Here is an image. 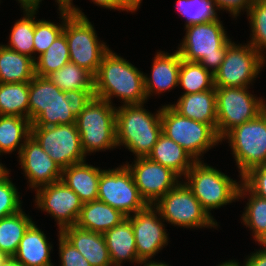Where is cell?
<instances>
[{
  "mask_svg": "<svg viewBox=\"0 0 266 266\" xmlns=\"http://www.w3.org/2000/svg\"><path fill=\"white\" fill-rule=\"evenodd\" d=\"M63 33L69 48L70 62L97 74L103 56L110 50L99 41L93 24L87 16L73 15L66 9Z\"/></svg>",
  "mask_w": 266,
  "mask_h": 266,
  "instance_id": "7",
  "label": "cell"
},
{
  "mask_svg": "<svg viewBox=\"0 0 266 266\" xmlns=\"http://www.w3.org/2000/svg\"><path fill=\"white\" fill-rule=\"evenodd\" d=\"M59 266H91L84 256L58 231Z\"/></svg>",
  "mask_w": 266,
  "mask_h": 266,
  "instance_id": "41",
  "label": "cell"
},
{
  "mask_svg": "<svg viewBox=\"0 0 266 266\" xmlns=\"http://www.w3.org/2000/svg\"><path fill=\"white\" fill-rule=\"evenodd\" d=\"M60 233L84 256L91 266H112L104 235L77 225Z\"/></svg>",
  "mask_w": 266,
  "mask_h": 266,
  "instance_id": "19",
  "label": "cell"
},
{
  "mask_svg": "<svg viewBox=\"0 0 266 266\" xmlns=\"http://www.w3.org/2000/svg\"><path fill=\"white\" fill-rule=\"evenodd\" d=\"M97 6L105 7L106 9L130 11L131 13L137 11L142 0H91Z\"/></svg>",
  "mask_w": 266,
  "mask_h": 266,
  "instance_id": "45",
  "label": "cell"
},
{
  "mask_svg": "<svg viewBox=\"0 0 266 266\" xmlns=\"http://www.w3.org/2000/svg\"><path fill=\"white\" fill-rule=\"evenodd\" d=\"M144 104L116 107V142L135 154L136 158L148 157L162 133L161 107L156 113Z\"/></svg>",
  "mask_w": 266,
  "mask_h": 266,
  "instance_id": "2",
  "label": "cell"
},
{
  "mask_svg": "<svg viewBox=\"0 0 266 266\" xmlns=\"http://www.w3.org/2000/svg\"><path fill=\"white\" fill-rule=\"evenodd\" d=\"M184 179L183 182L209 215L212 209H219L238 201V190L242 179L237 182L220 170L204 163L203 160L196 161Z\"/></svg>",
  "mask_w": 266,
  "mask_h": 266,
  "instance_id": "5",
  "label": "cell"
},
{
  "mask_svg": "<svg viewBox=\"0 0 266 266\" xmlns=\"http://www.w3.org/2000/svg\"><path fill=\"white\" fill-rule=\"evenodd\" d=\"M98 200L119 210L126 217L148 206L125 164L115 169H103L99 179Z\"/></svg>",
  "mask_w": 266,
  "mask_h": 266,
  "instance_id": "10",
  "label": "cell"
},
{
  "mask_svg": "<svg viewBox=\"0 0 266 266\" xmlns=\"http://www.w3.org/2000/svg\"><path fill=\"white\" fill-rule=\"evenodd\" d=\"M60 11L59 15L62 20L61 24H56L46 20L35 19V31H34V54L36 60V52L40 56L44 53L55 39L63 32L64 23L66 21V7H58Z\"/></svg>",
  "mask_w": 266,
  "mask_h": 266,
  "instance_id": "38",
  "label": "cell"
},
{
  "mask_svg": "<svg viewBox=\"0 0 266 266\" xmlns=\"http://www.w3.org/2000/svg\"><path fill=\"white\" fill-rule=\"evenodd\" d=\"M9 169L0 173V219L22 210L18 188L9 179Z\"/></svg>",
  "mask_w": 266,
  "mask_h": 266,
  "instance_id": "39",
  "label": "cell"
},
{
  "mask_svg": "<svg viewBox=\"0 0 266 266\" xmlns=\"http://www.w3.org/2000/svg\"><path fill=\"white\" fill-rule=\"evenodd\" d=\"M21 8H39L42 0H17Z\"/></svg>",
  "mask_w": 266,
  "mask_h": 266,
  "instance_id": "48",
  "label": "cell"
},
{
  "mask_svg": "<svg viewBox=\"0 0 266 266\" xmlns=\"http://www.w3.org/2000/svg\"><path fill=\"white\" fill-rule=\"evenodd\" d=\"M94 90H71L66 91L69 109L73 116L77 118L84 110L87 103L93 98Z\"/></svg>",
  "mask_w": 266,
  "mask_h": 266,
  "instance_id": "43",
  "label": "cell"
},
{
  "mask_svg": "<svg viewBox=\"0 0 266 266\" xmlns=\"http://www.w3.org/2000/svg\"><path fill=\"white\" fill-rule=\"evenodd\" d=\"M59 89L71 90H94V75L85 68L69 62L58 71L47 76Z\"/></svg>",
  "mask_w": 266,
  "mask_h": 266,
  "instance_id": "32",
  "label": "cell"
},
{
  "mask_svg": "<svg viewBox=\"0 0 266 266\" xmlns=\"http://www.w3.org/2000/svg\"><path fill=\"white\" fill-rule=\"evenodd\" d=\"M134 158V164L126 162L125 165L131 171L135 185L148 205H154L181 180L170 168L164 167L148 157Z\"/></svg>",
  "mask_w": 266,
  "mask_h": 266,
  "instance_id": "15",
  "label": "cell"
},
{
  "mask_svg": "<svg viewBox=\"0 0 266 266\" xmlns=\"http://www.w3.org/2000/svg\"><path fill=\"white\" fill-rule=\"evenodd\" d=\"M100 167L87 164L86 161L72 164L62 171L61 180L73 190L83 203L98 200Z\"/></svg>",
  "mask_w": 266,
  "mask_h": 266,
  "instance_id": "21",
  "label": "cell"
},
{
  "mask_svg": "<svg viewBox=\"0 0 266 266\" xmlns=\"http://www.w3.org/2000/svg\"><path fill=\"white\" fill-rule=\"evenodd\" d=\"M0 266H23L20 262H18L14 257H7Z\"/></svg>",
  "mask_w": 266,
  "mask_h": 266,
  "instance_id": "49",
  "label": "cell"
},
{
  "mask_svg": "<svg viewBox=\"0 0 266 266\" xmlns=\"http://www.w3.org/2000/svg\"><path fill=\"white\" fill-rule=\"evenodd\" d=\"M161 124L162 133L185 149L196 161H201L206 151L222 142L212 125L183 117L169 104L162 105Z\"/></svg>",
  "mask_w": 266,
  "mask_h": 266,
  "instance_id": "6",
  "label": "cell"
},
{
  "mask_svg": "<svg viewBox=\"0 0 266 266\" xmlns=\"http://www.w3.org/2000/svg\"><path fill=\"white\" fill-rule=\"evenodd\" d=\"M35 76V60L0 44V83L29 82Z\"/></svg>",
  "mask_w": 266,
  "mask_h": 266,
  "instance_id": "26",
  "label": "cell"
},
{
  "mask_svg": "<svg viewBox=\"0 0 266 266\" xmlns=\"http://www.w3.org/2000/svg\"><path fill=\"white\" fill-rule=\"evenodd\" d=\"M246 196L248 202L241 216V223L252 231V236L255 240L260 234L266 231V199L255 195L241 183L238 190V199H244Z\"/></svg>",
  "mask_w": 266,
  "mask_h": 266,
  "instance_id": "33",
  "label": "cell"
},
{
  "mask_svg": "<svg viewBox=\"0 0 266 266\" xmlns=\"http://www.w3.org/2000/svg\"><path fill=\"white\" fill-rule=\"evenodd\" d=\"M94 96L111 104L113 97L122 100V105L146 103L144 73L110 49L94 76Z\"/></svg>",
  "mask_w": 266,
  "mask_h": 266,
  "instance_id": "1",
  "label": "cell"
},
{
  "mask_svg": "<svg viewBox=\"0 0 266 266\" xmlns=\"http://www.w3.org/2000/svg\"><path fill=\"white\" fill-rule=\"evenodd\" d=\"M0 165H1L4 169H7L2 163H0Z\"/></svg>",
  "mask_w": 266,
  "mask_h": 266,
  "instance_id": "55",
  "label": "cell"
},
{
  "mask_svg": "<svg viewBox=\"0 0 266 266\" xmlns=\"http://www.w3.org/2000/svg\"><path fill=\"white\" fill-rule=\"evenodd\" d=\"M178 85L185 90L183 94L199 93L213 89L214 75L199 62L181 60Z\"/></svg>",
  "mask_w": 266,
  "mask_h": 266,
  "instance_id": "34",
  "label": "cell"
},
{
  "mask_svg": "<svg viewBox=\"0 0 266 266\" xmlns=\"http://www.w3.org/2000/svg\"><path fill=\"white\" fill-rule=\"evenodd\" d=\"M224 139H228L240 179L251 168L266 165V120L260 114L230 130Z\"/></svg>",
  "mask_w": 266,
  "mask_h": 266,
  "instance_id": "9",
  "label": "cell"
},
{
  "mask_svg": "<svg viewBox=\"0 0 266 266\" xmlns=\"http://www.w3.org/2000/svg\"><path fill=\"white\" fill-rule=\"evenodd\" d=\"M29 82L0 83V115L28 118Z\"/></svg>",
  "mask_w": 266,
  "mask_h": 266,
  "instance_id": "31",
  "label": "cell"
},
{
  "mask_svg": "<svg viewBox=\"0 0 266 266\" xmlns=\"http://www.w3.org/2000/svg\"><path fill=\"white\" fill-rule=\"evenodd\" d=\"M126 216L110 205L94 200L83 203L76 225L97 233L104 234L117 226Z\"/></svg>",
  "mask_w": 266,
  "mask_h": 266,
  "instance_id": "25",
  "label": "cell"
},
{
  "mask_svg": "<svg viewBox=\"0 0 266 266\" xmlns=\"http://www.w3.org/2000/svg\"><path fill=\"white\" fill-rule=\"evenodd\" d=\"M18 158L23 174L28 179L29 187L35 191L62 178L63 170L32 136L26 140Z\"/></svg>",
  "mask_w": 266,
  "mask_h": 266,
  "instance_id": "17",
  "label": "cell"
},
{
  "mask_svg": "<svg viewBox=\"0 0 266 266\" xmlns=\"http://www.w3.org/2000/svg\"><path fill=\"white\" fill-rule=\"evenodd\" d=\"M24 17L15 22L9 35L7 48L20 54L27 55L35 60L34 54V31L35 17L38 8H22Z\"/></svg>",
  "mask_w": 266,
  "mask_h": 266,
  "instance_id": "30",
  "label": "cell"
},
{
  "mask_svg": "<svg viewBox=\"0 0 266 266\" xmlns=\"http://www.w3.org/2000/svg\"><path fill=\"white\" fill-rule=\"evenodd\" d=\"M264 99L262 98L260 102V115L266 120V102Z\"/></svg>",
  "mask_w": 266,
  "mask_h": 266,
  "instance_id": "52",
  "label": "cell"
},
{
  "mask_svg": "<svg viewBox=\"0 0 266 266\" xmlns=\"http://www.w3.org/2000/svg\"><path fill=\"white\" fill-rule=\"evenodd\" d=\"M76 118L69 109L67 98L65 102H53L43 110L32 122L31 126H54L73 124Z\"/></svg>",
  "mask_w": 266,
  "mask_h": 266,
  "instance_id": "40",
  "label": "cell"
},
{
  "mask_svg": "<svg viewBox=\"0 0 266 266\" xmlns=\"http://www.w3.org/2000/svg\"><path fill=\"white\" fill-rule=\"evenodd\" d=\"M75 124L86 156L117 147L116 107L105 99L93 96Z\"/></svg>",
  "mask_w": 266,
  "mask_h": 266,
  "instance_id": "4",
  "label": "cell"
},
{
  "mask_svg": "<svg viewBox=\"0 0 266 266\" xmlns=\"http://www.w3.org/2000/svg\"><path fill=\"white\" fill-rule=\"evenodd\" d=\"M217 266H241V264L236 260H228Z\"/></svg>",
  "mask_w": 266,
  "mask_h": 266,
  "instance_id": "53",
  "label": "cell"
},
{
  "mask_svg": "<svg viewBox=\"0 0 266 266\" xmlns=\"http://www.w3.org/2000/svg\"><path fill=\"white\" fill-rule=\"evenodd\" d=\"M220 18L185 27V36L178 45L182 59L199 62L213 75L219 70L232 40Z\"/></svg>",
  "mask_w": 266,
  "mask_h": 266,
  "instance_id": "3",
  "label": "cell"
},
{
  "mask_svg": "<svg viewBox=\"0 0 266 266\" xmlns=\"http://www.w3.org/2000/svg\"><path fill=\"white\" fill-rule=\"evenodd\" d=\"M181 56L176 50L174 53L159 51L154 57L151 76L144 74V86L147 99L152 94H161L167 90H173L179 87V70L181 65Z\"/></svg>",
  "mask_w": 266,
  "mask_h": 266,
  "instance_id": "18",
  "label": "cell"
},
{
  "mask_svg": "<svg viewBox=\"0 0 266 266\" xmlns=\"http://www.w3.org/2000/svg\"><path fill=\"white\" fill-rule=\"evenodd\" d=\"M112 266H121L123 261L140 264L137 258L136 241L131 221L126 217L117 226L104 234Z\"/></svg>",
  "mask_w": 266,
  "mask_h": 266,
  "instance_id": "23",
  "label": "cell"
},
{
  "mask_svg": "<svg viewBox=\"0 0 266 266\" xmlns=\"http://www.w3.org/2000/svg\"><path fill=\"white\" fill-rule=\"evenodd\" d=\"M31 136L63 170L86 161L76 124L31 126Z\"/></svg>",
  "mask_w": 266,
  "mask_h": 266,
  "instance_id": "13",
  "label": "cell"
},
{
  "mask_svg": "<svg viewBox=\"0 0 266 266\" xmlns=\"http://www.w3.org/2000/svg\"><path fill=\"white\" fill-rule=\"evenodd\" d=\"M249 87H215L217 105V134L222 138L233 128L255 119L260 114L261 97Z\"/></svg>",
  "mask_w": 266,
  "mask_h": 266,
  "instance_id": "11",
  "label": "cell"
},
{
  "mask_svg": "<svg viewBox=\"0 0 266 266\" xmlns=\"http://www.w3.org/2000/svg\"><path fill=\"white\" fill-rule=\"evenodd\" d=\"M242 183L252 193L266 199V165L251 168L242 176Z\"/></svg>",
  "mask_w": 266,
  "mask_h": 266,
  "instance_id": "42",
  "label": "cell"
},
{
  "mask_svg": "<svg viewBox=\"0 0 266 266\" xmlns=\"http://www.w3.org/2000/svg\"><path fill=\"white\" fill-rule=\"evenodd\" d=\"M8 256L5 255L2 251H0V264L7 258Z\"/></svg>",
  "mask_w": 266,
  "mask_h": 266,
  "instance_id": "54",
  "label": "cell"
},
{
  "mask_svg": "<svg viewBox=\"0 0 266 266\" xmlns=\"http://www.w3.org/2000/svg\"><path fill=\"white\" fill-rule=\"evenodd\" d=\"M181 116L212 125L217 130L215 87L199 93L183 94L176 104H169Z\"/></svg>",
  "mask_w": 266,
  "mask_h": 266,
  "instance_id": "20",
  "label": "cell"
},
{
  "mask_svg": "<svg viewBox=\"0 0 266 266\" xmlns=\"http://www.w3.org/2000/svg\"><path fill=\"white\" fill-rule=\"evenodd\" d=\"M265 63L266 59L249 43L239 45L232 42L219 70L214 74V86L250 87Z\"/></svg>",
  "mask_w": 266,
  "mask_h": 266,
  "instance_id": "12",
  "label": "cell"
},
{
  "mask_svg": "<svg viewBox=\"0 0 266 266\" xmlns=\"http://www.w3.org/2000/svg\"><path fill=\"white\" fill-rule=\"evenodd\" d=\"M66 92L59 89L48 77L35 75L29 81L28 119L32 122L53 102H65Z\"/></svg>",
  "mask_w": 266,
  "mask_h": 266,
  "instance_id": "27",
  "label": "cell"
},
{
  "mask_svg": "<svg viewBox=\"0 0 266 266\" xmlns=\"http://www.w3.org/2000/svg\"><path fill=\"white\" fill-rule=\"evenodd\" d=\"M175 7L182 18L186 19L185 27L219 18L213 0H177Z\"/></svg>",
  "mask_w": 266,
  "mask_h": 266,
  "instance_id": "36",
  "label": "cell"
},
{
  "mask_svg": "<svg viewBox=\"0 0 266 266\" xmlns=\"http://www.w3.org/2000/svg\"><path fill=\"white\" fill-rule=\"evenodd\" d=\"M141 265H144V266H169L168 264H166L165 262L163 263V262H155V261H142L141 263H140V266Z\"/></svg>",
  "mask_w": 266,
  "mask_h": 266,
  "instance_id": "51",
  "label": "cell"
},
{
  "mask_svg": "<svg viewBox=\"0 0 266 266\" xmlns=\"http://www.w3.org/2000/svg\"><path fill=\"white\" fill-rule=\"evenodd\" d=\"M245 259L242 266H266V251L258 249Z\"/></svg>",
  "mask_w": 266,
  "mask_h": 266,
  "instance_id": "46",
  "label": "cell"
},
{
  "mask_svg": "<svg viewBox=\"0 0 266 266\" xmlns=\"http://www.w3.org/2000/svg\"><path fill=\"white\" fill-rule=\"evenodd\" d=\"M35 206L55 219L59 231L76 225L83 202L62 180L36 190Z\"/></svg>",
  "mask_w": 266,
  "mask_h": 266,
  "instance_id": "14",
  "label": "cell"
},
{
  "mask_svg": "<svg viewBox=\"0 0 266 266\" xmlns=\"http://www.w3.org/2000/svg\"><path fill=\"white\" fill-rule=\"evenodd\" d=\"M247 16L252 32L250 34L251 40L247 42L265 59L266 56L264 54L266 51L264 49H266V0H253L248 9Z\"/></svg>",
  "mask_w": 266,
  "mask_h": 266,
  "instance_id": "37",
  "label": "cell"
},
{
  "mask_svg": "<svg viewBox=\"0 0 266 266\" xmlns=\"http://www.w3.org/2000/svg\"><path fill=\"white\" fill-rule=\"evenodd\" d=\"M216 8L220 10H226L231 14L232 18H237L242 11L248 12L253 0H213Z\"/></svg>",
  "mask_w": 266,
  "mask_h": 266,
  "instance_id": "44",
  "label": "cell"
},
{
  "mask_svg": "<svg viewBox=\"0 0 266 266\" xmlns=\"http://www.w3.org/2000/svg\"><path fill=\"white\" fill-rule=\"evenodd\" d=\"M46 234L33 222L23 235L13 256L23 266H54L51 262L52 245Z\"/></svg>",
  "mask_w": 266,
  "mask_h": 266,
  "instance_id": "22",
  "label": "cell"
},
{
  "mask_svg": "<svg viewBox=\"0 0 266 266\" xmlns=\"http://www.w3.org/2000/svg\"><path fill=\"white\" fill-rule=\"evenodd\" d=\"M59 7H66V9L73 15L85 16L84 12L73 5V0H56Z\"/></svg>",
  "mask_w": 266,
  "mask_h": 266,
  "instance_id": "47",
  "label": "cell"
},
{
  "mask_svg": "<svg viewBox=\"0 0 266 266\" xmlns=\"http://www.w3.org/2000/svg\"><path fill=\"white\" fill-rule=\"evenodd\" d=\"M127 218L133 227L138 260L151 261L152 257L168 245L169 236L163 223L165 221L153 205H148Z\"/></svg>",
  "mask_w": 266,
  "mask_h": 266,
  "instance_id": "16",
  "label": "cell"
},
{
  "mask_svg": "<svg viewBox=\"0 0 266 266\" xmlns=\"http://www.w3.org/2000/svg\"><path fill=\"white\" fill-rule=\"evenodd\" d=\"M33 223L32 218L20 210L18 213L0 219V251L13 257L24 233Z\"/></svg>",
  "mask_w": 266,
  "mask_h": 266,
  "instance_id": "29",
  "label": "cell"
},
{
  "mask_svg": "<svg viewBox=\"0 0 266 266\" xmlns=\"http://www.w3.org/2000/svg\"><path fill=\"white\" fill-rule=\"evenodd\" d=\"M256 242H258V245H261V250L266 251V231H264L262 234H260L256 239Z\"/></svg>",
  "mask_w": 266,
  "mask_h": 266,
  "instance_id": "50",
  "label": "cell"
},
{
  "mask_svg": "<svg viewBox=\"0 0 266 266\" xmlns=\"http://www.w3.org/2000/svg\"><path fill=\"white\" fill-rule=\"evenodd\" d=\"M70 62L69 48L62 32L50 47L35 60V75L47 77Z\"/></svg>",
  "mask_w": 266,
  "mask_h": 266,
  "instance_id": "35",
  "label": "cell"
},
{
  "mask_svg": "<svg viewBox=\"0 0 266 266\" xmlns=\"http://www.w3.org/2000/svg\"><path fill=\"white\" fill-rule=\"evenodd\" d=\"M148 158L170 168L181 179L183 175L186 176L188 170L196 162L185 149L163 133L159 135Z\"/></svg>",
  "mask_w": 266,
  "mask_h": 266,
  "instance_id": "24",
  "label": "cell"
},
{
  "mask_svg": "<svg viewBox=\"0 0 266 266\" xmlns=\"http://www.w3.org/2000/svg\"><path fill=\"white\" fill-rule=\"evenodd\" d=\"M153 206L164 221L174 226L190 229L218 227L213 216L202 207L183 179Z\"/></svg>",
  "mask_w": 266,
  "mask_h": 266,
  "instance_id": "8",
  "label": "cell"
},
{
  "mask_svg": "<svg viewBox=\"0 0 266 266\" xmlns=\"http://www.w3.org/2000/svg\"><path fill=\"white\" fill-rule=\"evenodd\" d=\"M30 136L31 122L28 118L0 115V155L18 150L19 156L23 145Z\"/></svg>",
  "mask_w": 266,
  "mask_h": 266,
  "instance_id": "28",
  "label": "cell"
}]
</instances>
